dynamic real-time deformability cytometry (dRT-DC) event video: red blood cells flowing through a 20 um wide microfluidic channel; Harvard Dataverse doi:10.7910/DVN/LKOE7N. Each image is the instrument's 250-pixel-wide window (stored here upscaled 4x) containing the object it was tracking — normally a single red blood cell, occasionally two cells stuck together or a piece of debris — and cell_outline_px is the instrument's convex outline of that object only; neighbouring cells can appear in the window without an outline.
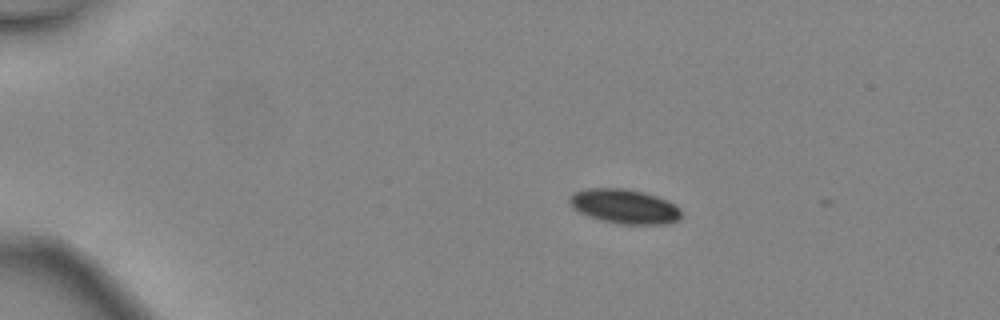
{"species": "common noctule bat (a hibernating species)", "species_latin": "Nyctalus noctula", "temperature_condition": "warm", "stored_images_in_passage": 2, "camera_frame_rate_fps": 3000, "um_per_image_px": 0.085, "animal": {"sex": "female", "body_mass_g": 24.6, "forearm_length_mm": 56.2}, "frame": {"image": 1, "passage_image": 1, "time_ms": 0.0, "image_size_px": [1000, 320], "cell_outline_px": [[680, 220], [668, 224], [620, 224], [588, 216], [572, 208], [568, 204], [568, 196], [572, 192], [588, 188], [624, 188], [644, 192], [656, 196], [676, 204], [680, 208]], "centroid_in_image_um": [53.06, 17.53], "position_along_channel_um": 31.9, "area_um2": 22.66}}